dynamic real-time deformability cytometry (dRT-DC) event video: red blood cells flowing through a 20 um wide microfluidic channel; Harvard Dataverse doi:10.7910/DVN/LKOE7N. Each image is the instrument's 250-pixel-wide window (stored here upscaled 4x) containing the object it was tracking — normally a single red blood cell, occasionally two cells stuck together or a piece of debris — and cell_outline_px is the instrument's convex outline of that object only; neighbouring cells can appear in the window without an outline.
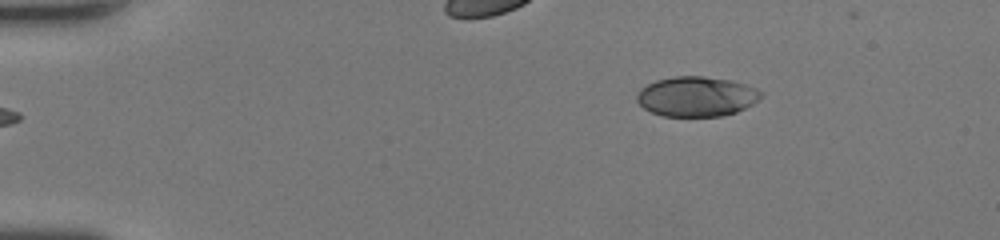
{"species": "human", "species_latin": "Homo sapiens", "temperature_condition": "room temperature", "stored_images_in_passage": 42, "camera_frame_rate_fps": 3000, "um_per_image_px": 0.085, "donor": {"sex": "female"}, "frame": {"image": 1, "passage_image": 1, "time_ms": 0.0, "image_size_px": [1000, 240], "cell_outline_px": [[764, 96], [752, 104], [736, 112], [720, 116], [664, 116], [652, 112], [644, 108], [636, 100], [636, 92], [640, 88], [656, 80], [676, 76], [704, 76], [732, 80], [756, 88], [764, 92]], "centroid_in_image_um": [59.21, 8.19], "position_along_channel_um": 25.8, "area_um2": 29.02}}
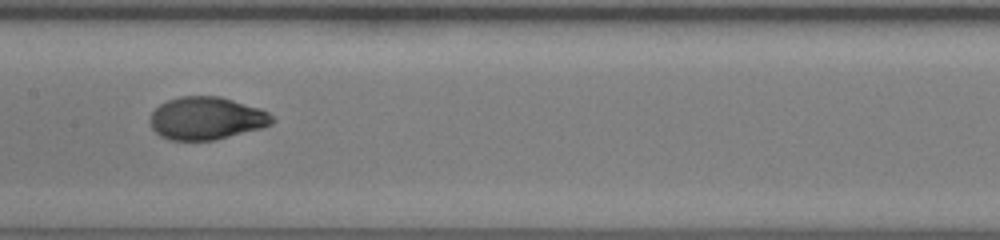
{"frame": {"image": 2, "passage_image": 19, "time_ms": 6.0, "image_size_px": [1000, 240], "cell_outline_px": [[276, 120], [272, 124], [264, 128], [212, 140], [168, 140], [160, 136], [152, 128], [148, 120], [148, 116], [160, 104], [168, 100], [180, 96], [220, 96], [260, 108], [268, 112]], "centroid_in_image_um": [17.54, 10.05], "position_along_channel_um": 189.9, "area_um2": 30.63}}
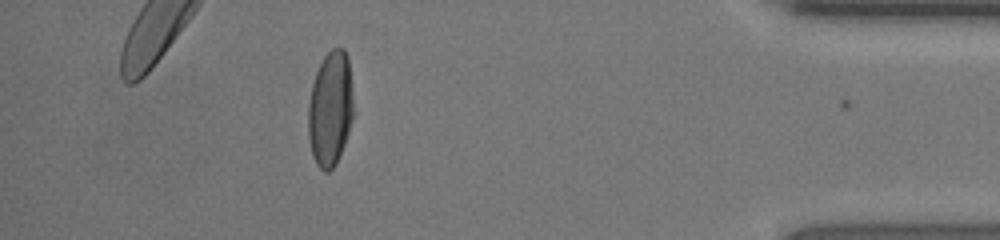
{"frame": {"image": 3, "passage_image": 37, "time_ms": 12.0, "image_size_px": [1000, 240], "cell_outline_px": [[352, 116], [348, 132], [344, 144], [336, 164], [328, 172], [324, 172], [316, 164], [312, 156], [308, 136], [308, 104], [312, 84], [316, 72], [324, 56], [332, 48], [344, 48], [348, 56], [352, 88]], "centroid_in_image_um": [28.06, 9.24], "position_along_channel_um": 407.1, "area_um2": 30.29}, "authors_computed_cell_mechanics": {"area_um2": 30.2872, "velocity_mm_per_s": 4.3469, "shape_relaxation_time_tau1_ms": 3.8821, "shape_relaxation_time_tau2_ms": null, "deformation_change_tau1": 0.2108, "deformation_change_tau2": null}}